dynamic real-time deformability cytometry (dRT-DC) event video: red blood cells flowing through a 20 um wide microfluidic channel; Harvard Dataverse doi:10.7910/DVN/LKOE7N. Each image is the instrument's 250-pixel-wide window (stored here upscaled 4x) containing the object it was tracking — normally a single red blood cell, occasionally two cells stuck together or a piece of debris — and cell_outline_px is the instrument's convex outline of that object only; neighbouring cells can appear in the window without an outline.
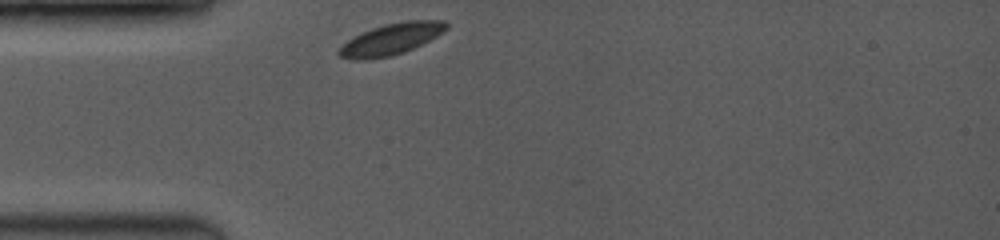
{"species": "common noctule bat (a hibernating species)", "species_latin": "Nyctalus noctula", "temperature_condition": "room temperature", "stored_images_in_passage": 23, "camera_frame_rate_fps": 3500, "um_per_image_px": 0.085, "animal": {"sex": "female", "body_mass_g": 19.0, "forearm_length_mm": 53.3}, "frame": {"image": 1, "passage_image": 1, "time_ms": 0.0, "image_size_px": [1000, 240], "cell_outline_px": [[448, 28], [444, 32], [404, 52], [388, 56], [368, 60], [356, 60], [340, 56], [336, 52], [348, 40], [372, 28], [384, 24], [404, 20], [448, 20]], "centroid_in_image_um": [33.28, 3.31], "position_along_channel_um": 51.7, "area_um2": 19.42}}
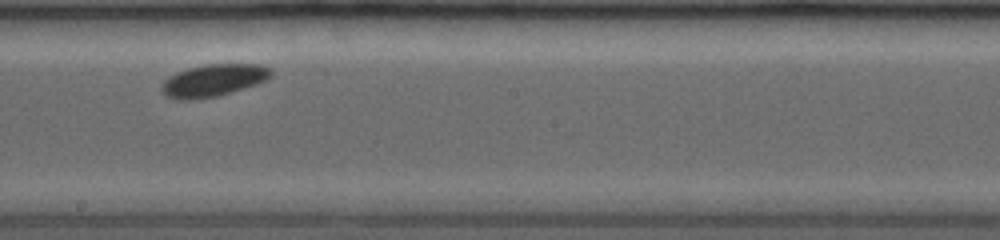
{"frame": {"image": 2, "passage_image": 14, "time_ms": 4.857, "image_size_px": [1000, 240], "cell_outline_px": [[272, 76], [256, 84], [216, 96], [192, 100], [176, 100], [164, 96], [160, 88], [160, 84], [168, 76], [176, 72], [188, 68], [204, 64], [260, 64], [272, 68]], "centroid_in_image_um": [18.07, 6.83], "position_along_channel_um": 230.1, "area_um2": 20.75}}
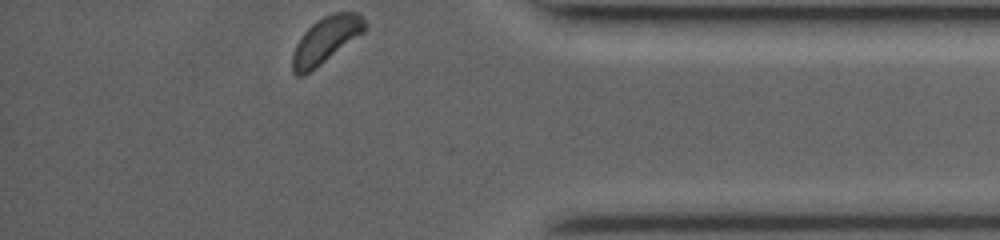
{"frame": {"image": 3, "passage_image": 23, "time_ms": 9.714, "image_size_px": [1000, 240], "cell_outline_px": [[368, 24], [364, 32], [316, 68], [304, 76], [296, 76], [292, 72], [292, 56], [296, 44], [304, 32], [312, 24], [324, 16], [336, 12], [360, 12]], "centroid_in_image_um": [27.71, 3.41], "position_along_channel_um": 407.5, "area_um2": 19.59}}